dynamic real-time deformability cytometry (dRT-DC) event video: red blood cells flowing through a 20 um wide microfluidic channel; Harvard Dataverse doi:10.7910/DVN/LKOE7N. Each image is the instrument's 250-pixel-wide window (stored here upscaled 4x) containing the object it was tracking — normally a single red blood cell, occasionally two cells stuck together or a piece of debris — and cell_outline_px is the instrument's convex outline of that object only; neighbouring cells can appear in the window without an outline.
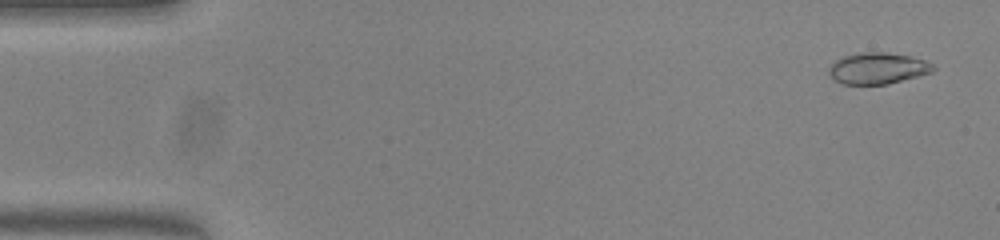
{"species": "common noctule bat (a hibernating species)", "species_latin": "Nyctalus noctula", "temperature_condition": "warm", "stored_images_in_passage": 54, "camera_frame_rate_fps": 3000, "um_per_image_px": 0.085, "animal": {"sex": "female", "body_mass_g": 23.0, "forearm_length_mm": 53.4}, "frame": {"image": 1, "passage_image": 3, "time_ms": 0.667, "image_size_px": [1000, 240], "cell_outline_px": [[936, 68], [932, 72], [888, 84], [844, 84], [836, 80], [828, 72], [828, 68], [836, 60], [844, 56], [860, 52], [884, 52], [908, 56], [924, 60], [932, 64]], "centroid_in_image_um": [74.6, 5.8], "position_along_channel_um": 10.4, "area_um2": 18.79}}
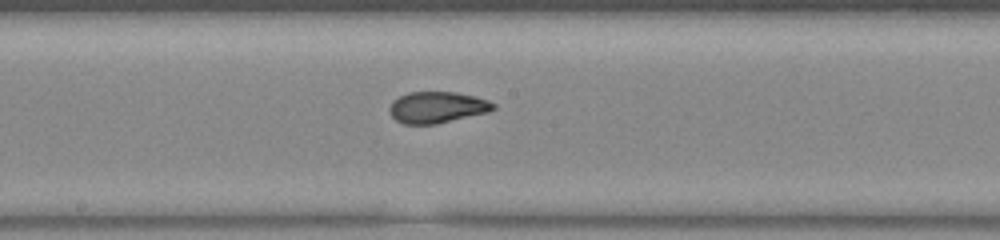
{"frame": {"image": 2, "passage_image": 29, "time_ms": 9.333, "image_size_px": [1000, 240], "cell_outline_px": [[496, 108], [488, 112], [436, 124], [404, 124], [396, 120], [388, 112], [388, 108], [392, 100], [408, 92], [456, 92], [476, 96], [488, 100], [496, 104]], "centroid_in_image_um": [37.14, 9.12], "position_along_channel_um": 211.1, "area_um2": 19.13}}
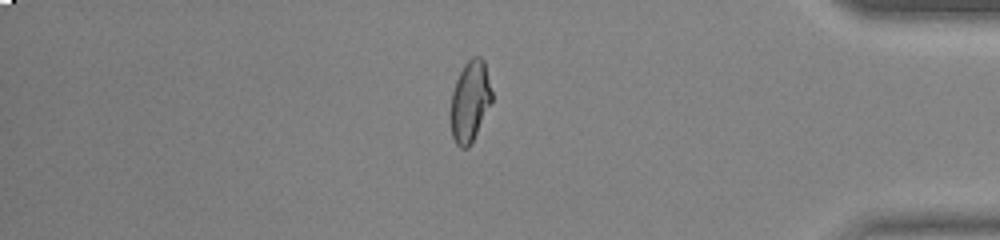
{"frame": {"image": 3, "passage_image": 46, "time_ms": 15.0, "image_size_px": [1000, 240], "cell_outline_px": [[492, 104], [468, 148], [460, 148], [456, 144], [452, 136], [448, 116], [452, 92], [456, 80], [464, 64], [472, 56], [480, 56], [484, 60], [492, 92]], "centroid_in_image_um": [39.92, 8.62], "position_along_channel_um": 395.3, "area_um2": 19.88}, "authors_computed_cell_mechanics": {"area_um2": 19.4208, "velocity_mm_per_s": 3.8263, "shape_relaxation_time_tau1_ms": 9.7446, "shape_relaxation_time_tau2_ms": null, "deformation_change_tau1": 0.27, "deformation_change_tau2": null}}